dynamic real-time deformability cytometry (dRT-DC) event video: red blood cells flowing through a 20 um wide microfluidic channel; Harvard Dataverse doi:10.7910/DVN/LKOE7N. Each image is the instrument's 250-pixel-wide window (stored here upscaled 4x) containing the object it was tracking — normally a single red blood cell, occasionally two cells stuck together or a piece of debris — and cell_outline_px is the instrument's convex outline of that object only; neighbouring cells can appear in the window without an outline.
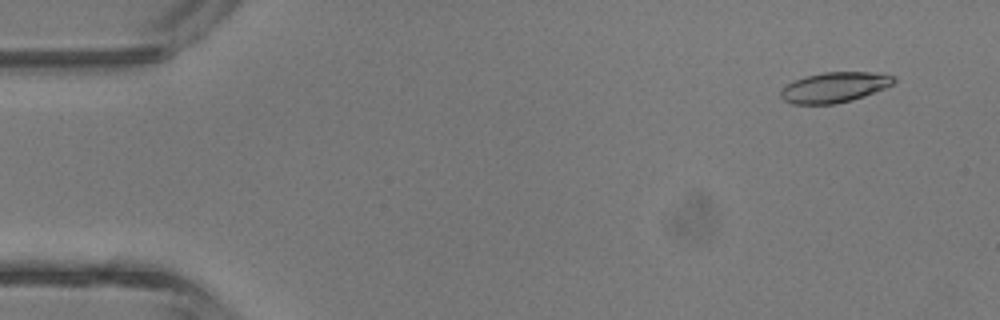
{"species": "common noctule bat (a hibernating species)", "species_latin": "Nyctalus noctula", "temperature_condition": "room temperature", "stored_images_in_passage": 5, "segment_of_instrument_passage": [2, 2], "camera_frame_rate_fps": 3000, "um_per_image_px": 0.085, "animal": {"sex": "male", "body_mass_g": 13.3}, "frame": {"image": 1, "passage_image": 5, "time_ms": 5.667, "image_size_px": [1000, 320], "cell_outline_px": [[896, 80], [892, 84], [884, 88], [864, 96], [852, 100], [836, 104], [792, 104], [784, 100], [780, 96], [780, 92], [792, 80], [804, 76], [824, 72], [872, 72], [896, 76]], "centroid_in_image_um": [70.92, 7.42], "position_along_channel_um": 14.1, "area_um2": 20.0}}